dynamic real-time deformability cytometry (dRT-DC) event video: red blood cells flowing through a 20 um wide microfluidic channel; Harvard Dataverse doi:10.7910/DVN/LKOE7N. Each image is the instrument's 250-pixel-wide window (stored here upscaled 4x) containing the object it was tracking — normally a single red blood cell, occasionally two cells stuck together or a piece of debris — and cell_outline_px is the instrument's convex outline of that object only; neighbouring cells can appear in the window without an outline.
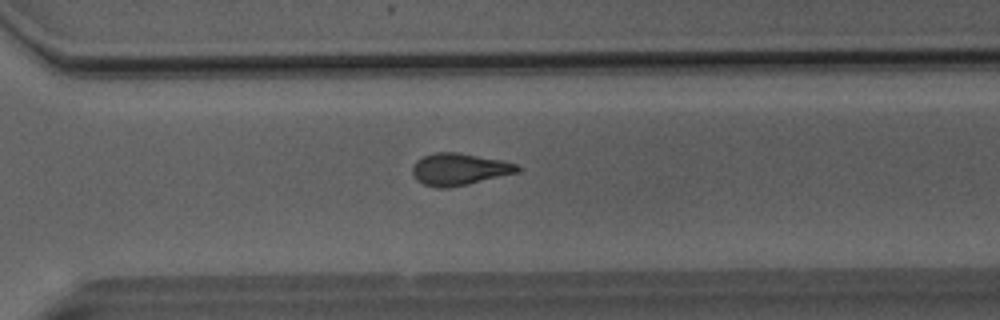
{"species": "Egyptian fruit bat (a non-hibernating species)", "species_latin": "Rousettus aegyptiacus", "temperature_condition": "room temperature", "stored_images_in_passage": 52, "camera_frame_rate_fps": 3000, "um_per_image_px": 0.085, "animal": {"sex": "male"}, "frame": {"image": 1, "passage_image": 37, "time_ms": 12.0, "image_size_px": [1000, 320], "cell_outline_px": [[520, 168], [516, 172], [468, 184], [448, 188], [436, 188], [424, 184], [416, 180], [412, 172], [412, 168], [416, 160], [424, 156], [436, 152], [456, 152], [504, 160], [516, 164]], "centroid_in_image_um": [38.99, 14.38], "position_along_channel_um": 331.6, "area_um2": 19.42}}
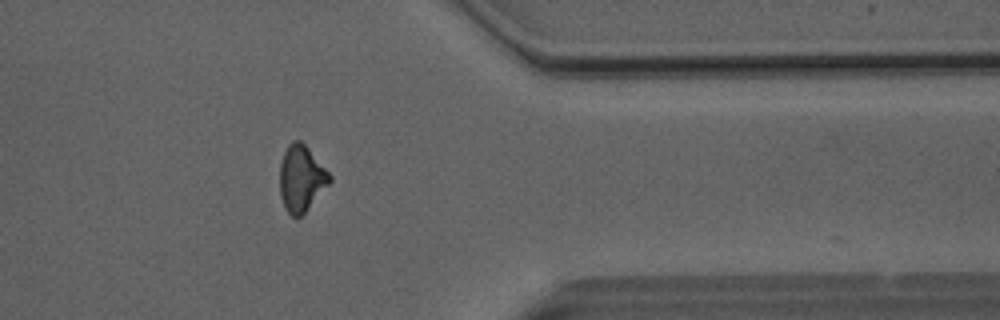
{"frame": {"image": 2, "passage_image": 42, "time_ms": 13.667, "image_size_px": [1000, 320], "cell_outline_px": [[332, 180], [304, 212], [300, 216], [292, 216], [284, 208], [280, 196], [280, 164], [284, 152], [288, 144], [292, 140], [300, 140], [308, 148], [332, 176]], "centroid_in_image_um": [25.59, 15.14], "position_along_channel_um": 385.8, "area_um2": 18.96}}
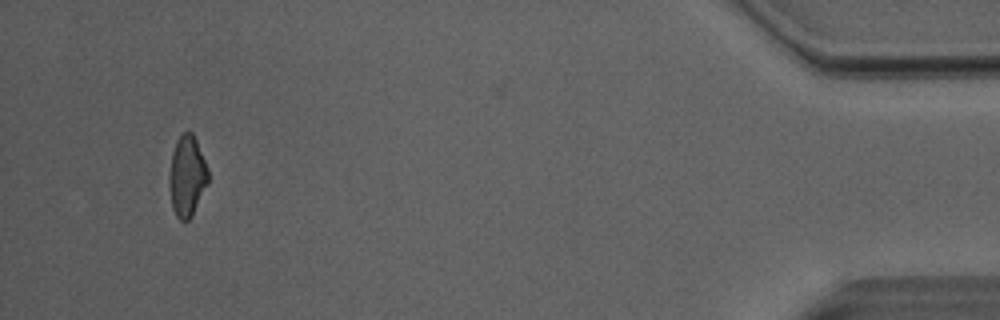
{"frame": {"image": 3, "passage_image": 49, "time_ms": 16.0, "image_size_px": [1000, 320], "cell_outline_px": [[208, 184], [192, 216], [188, 220], [180, 220], [176, 216], [172, 208], [168, 184], [168, 176], [172, 152], [176, 140], [184, 132], [192, 132], [196, 140], [208, 168]], "centroid_in_image_um": [15.88, 14.98], "position_along_channel_um": 419.3, "area_um2": 18.5}, "authors_computed_cell_mechanics": {"area_um2": 19.4786, "velocity_mm_per_s": 4.0608, "shape_relaxation_time_tau1_ms": null, "shape_relaxation_time_tau2_ms": 3.4289, "deformation_change_tau1": null, "deformation_change_tau2": 0.1254}}